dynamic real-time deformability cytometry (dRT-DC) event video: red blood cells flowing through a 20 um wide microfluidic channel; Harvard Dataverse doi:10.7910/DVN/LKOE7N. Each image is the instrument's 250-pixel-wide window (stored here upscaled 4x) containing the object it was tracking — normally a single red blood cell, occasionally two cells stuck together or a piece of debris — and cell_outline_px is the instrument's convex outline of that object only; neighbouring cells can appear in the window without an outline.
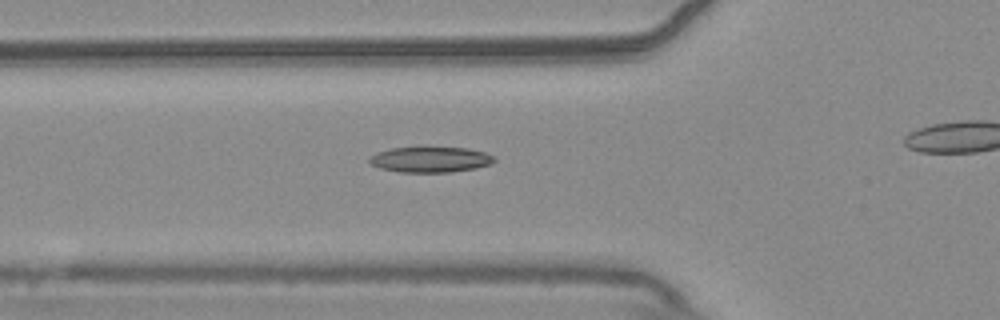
{"species": "common noctule bat (a hibernating species)", "species_latin": "Nyctalus noctula", "temperature_condition": "warm", "stored_images_in_passage": 44, "camera_frame_rate_fps": 3000, "um_per_image_px": 0.085, "animal": {"sex": "male", "body_mass_g": 20.4}, "frame": {"image": 1, "passage_image": 19, "time_ms": 6.0, "image_size_px": [1000, 320], "cell_outline_px": [[496, 160], [492, 164], [476, 168], [452, 172], [400, 172], [380, 168], [372, 164], [368, 160], [368, 156], [376, 152], [392, 148], [468, 148], [484, 152], [492, 156]], "centroid_in_image_um": [36.57, 13.57], "position_along_channel_um": 89.2, "area_um2": 18.5}}
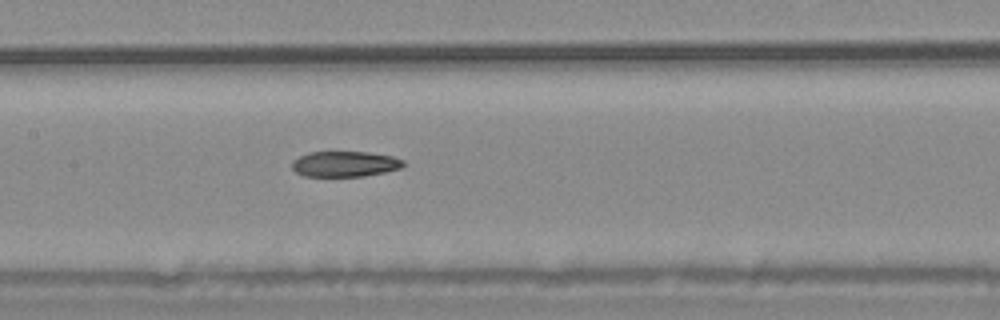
{"frame": {"image": 2, "passage_image": 26, "time_ms": 8.333, "image_size_px": [1000, 320], "cell_outline_px": [[404, 164], [400, 168], [384, 172], [364, 176], [304, 176], [296, 172], [292, 168], [292, 160], [308, 152], [368, 152], [392, 156], [404, 160]], "centroid_in_image_um": [29.29, 13.93], "position_along_channel_um": 178.1, "area_um2": 16.53}}
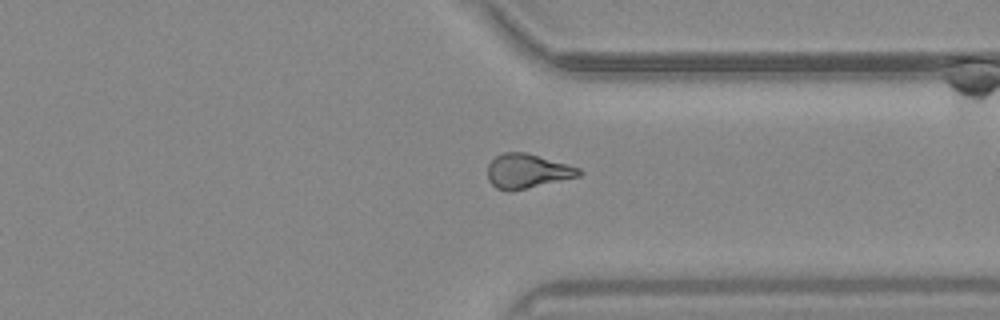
{"frame": {"image": 3, "passage_image": 41, "time_ms": 13.333, "image_size_px": [1000, 320], "cell_outline_px": [[584, 172], [580, 176], [512, 192], [508, 192], [496, 188], [488, 180], [488, 164], [496, 156], [504, 152], [524, 152], [568, 164], [580, 168]], "centroid_in_image_um": [44.82, 14.56], "position_along_channel_um": 366.6, "area_um2": 18.44}}